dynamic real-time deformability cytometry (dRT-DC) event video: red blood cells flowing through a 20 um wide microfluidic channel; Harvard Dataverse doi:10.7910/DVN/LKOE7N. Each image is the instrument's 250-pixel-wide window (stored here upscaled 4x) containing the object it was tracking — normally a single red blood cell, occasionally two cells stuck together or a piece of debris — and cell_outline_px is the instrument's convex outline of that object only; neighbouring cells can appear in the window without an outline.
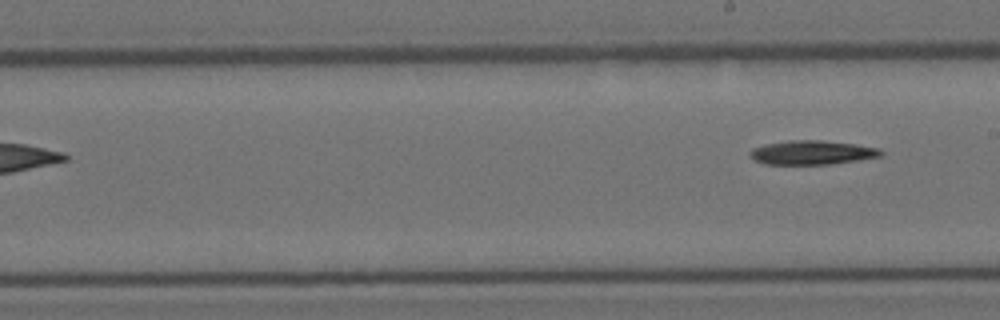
{"species": "Egyptian fruit bat (a non-hibernating species)", "species_latin": "Rousettus aegyptiacus", "temperature_condition": "room temperature", "stored_images_in_passage": 11, "camera_frame_rate_fps": 3000, "um_per_image_px": 0.085, "animal": {"sex": "female"}, "frame": {"image": 1, "passage_image": 11, "time_ms": 3.333, "image_size_px": [1000, 320], "cell_outline_px": [[884, 152], [880, 156], [832, 164], [764, 164], [748, 156], [748, 152], [752, 148], [764, 144], [788, 140], [820, 140], [856, 144], [880, 148]], "centroid_in_image_um": [68.99, 12.96], "position_along_channel_um": 220.0, "area_um2": 18.44}}